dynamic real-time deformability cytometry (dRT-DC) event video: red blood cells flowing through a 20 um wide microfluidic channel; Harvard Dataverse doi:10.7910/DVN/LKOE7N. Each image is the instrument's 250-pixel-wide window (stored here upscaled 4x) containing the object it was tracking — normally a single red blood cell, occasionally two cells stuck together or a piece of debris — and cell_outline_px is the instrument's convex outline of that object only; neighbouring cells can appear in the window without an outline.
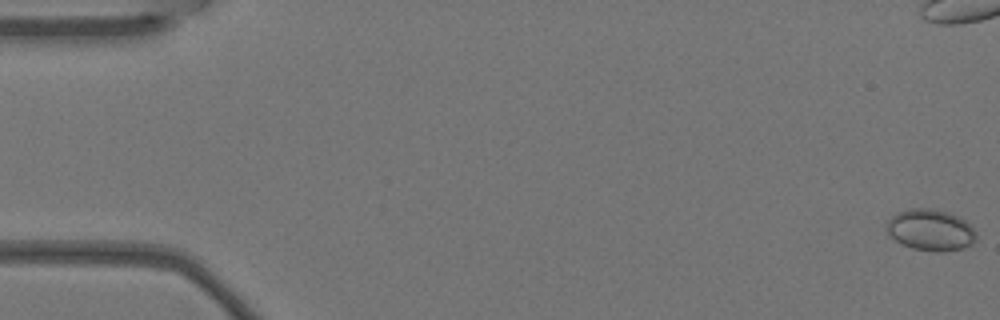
{"species": "Egyptian fruit bat (a non-hibernating species)", "species_latin": "Rousettus aegyptiacus", "temperature_condition": "warm", "stored_images_in_passage": 4, "camera_frame_rate_fps": 3000, "um_per_image_px": 0.085, "animal": {"sex": "female"}, "frame": {"image": 1, "passage_image": 1, "time_ms": 0.0, "image_size_px": [1000, 320], "cell_outline_px": [[976, 240], [972, 244], [964, 248], [944, 252], [932, 252], [912, 248], [900, 244], [888, 236], [888, 220], [896, 212], [912, 208], [932, 208], [948, 212], [964, 220], [976, 232]], "centroid_in_image_um": [79.09, 19.57], "position_along_channel_um": 5.9, "area_um2": 21.79}}